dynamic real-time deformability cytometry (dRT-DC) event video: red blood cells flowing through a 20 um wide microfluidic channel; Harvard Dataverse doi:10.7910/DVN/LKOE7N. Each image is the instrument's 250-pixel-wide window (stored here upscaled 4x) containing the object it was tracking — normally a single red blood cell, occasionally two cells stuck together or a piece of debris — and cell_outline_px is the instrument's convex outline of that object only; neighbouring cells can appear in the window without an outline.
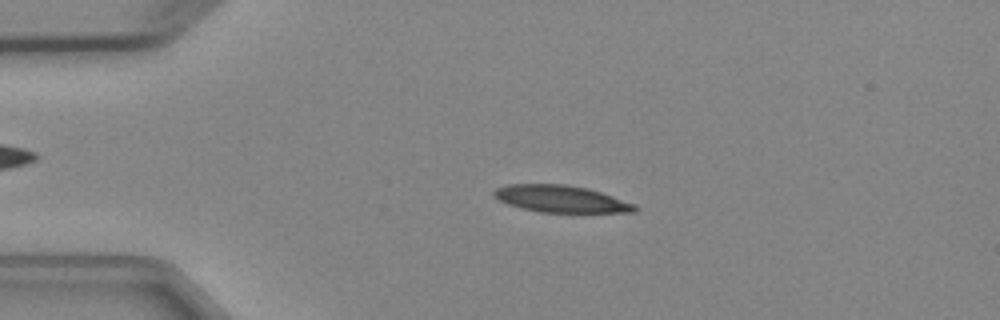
{"species": "Egyptian fruit bat (a non-hibernating species)", "species_latin": "Rousettus aegyptiacus", "temperature_condition": "cold", "stored_images_in_passage": 4, "camera_frame_rate_fps": 3000, "um_per_image_px": 0.085, "animal": {"sex": "female"}, "frame": {"image": 1, "passage_image": 3, "time_ms": 2.333, "image_size_px": [1000, 320], "cell_outline_px": [[640, 208], [636, 212], [540, 212], [520, 208], [508, 204], [492, 196], [492, 192], [496, 188], [508, 184], [564, 184], [588, 188], [636, 204]], "centroid_in_image_um": [47.68, 16.9], "position_along_channel_um": 37.3, "area_um2": 22.2}}